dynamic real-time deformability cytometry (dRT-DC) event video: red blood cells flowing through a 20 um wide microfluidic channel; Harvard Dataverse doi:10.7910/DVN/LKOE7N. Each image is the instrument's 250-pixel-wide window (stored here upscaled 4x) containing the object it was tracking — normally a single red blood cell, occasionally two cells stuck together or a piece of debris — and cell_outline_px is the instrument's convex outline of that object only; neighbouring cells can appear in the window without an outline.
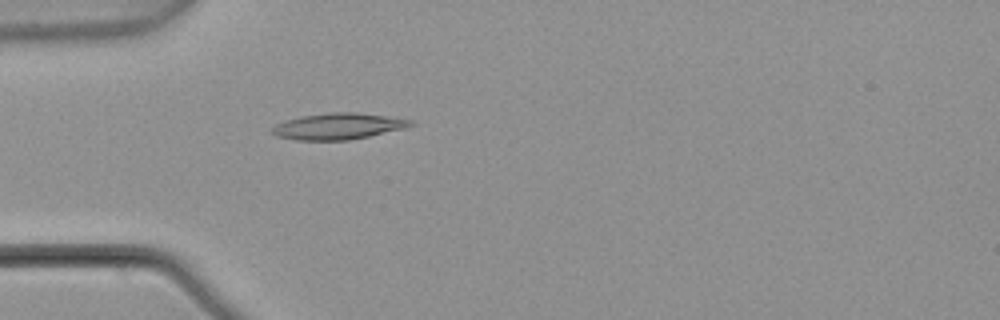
{"species": "common noctule bat (a hibernating species)", "species_latin": "Nyctalus noctula", "temperature_condition": "warm", "stored_images_in_passage": 4, "camera_frame_rate_fps": 3000, "um_per_image_px": 0.085, "animal": {"sex": "male", "body_mass_g": 21.5, "forearm_length_mm": 52.0}, "frame": {"image": 1, "passage_image": 4, "time_ms": 1.0, "image_size_px": [1000, 320], "cell_outline_px": [[416, 124], [404, 128], [368, 136], [348, 140], [296, 140], [276, 136], [272, 132], [272, 128], [276, 124], [300, 116], [328, 112], [356, 112], [412, 120]], "centroid_in_image_um": [28.73, 10.73], "position_along_channel_um": 56.3, "area_um2": 20.98}}